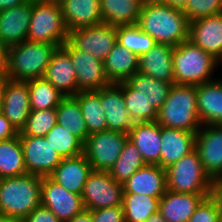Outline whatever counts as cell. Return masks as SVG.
Masks as SVG:
<instances>
[{"label":"cell","mask_w":222,"mask_h":222,"mask_svg":"<svg viewBox=\"0 0 222 222\" xmlns=\"http://www.w3.org/2000/svg\"><path fill=\"white\" fill-rule=\"evenodd\" d=\"M136 25L156 43L177 46L189 40V20L182 10L144 0Z\"/></svg>","instance_id":"cell-1"},{"label":"cell","mask_w":222,"mask_h":222,"mask_svg":"<svg viewBox=\"0 0 222 222\" xmlns=\"http://www.w3.org/2000/svg\"><path fill=\"white\" fill-rule=\"evenodd\" d=\"M42 177L25 174L0 179V214L23 221L41 204Z\"/></svg>","instance_id":"cell-2"},{"label":"cell","mask_w":222,"mask_h":222,"mask_svg":"<svg viewBox=\"0 0 222 222\" xmlns=\"http://www.w3.org/2000/svg\"><path fill=\"white\" fill-rule=\"evenodd\" d=\"M156 122L167 128L196 133L201 127L197 112L196 85L173 84Z\"/></svg>","instance_id":"cell-3"},{"label":"cell","mask_w":222,"mask_h":222,"mask_svg":"<svg viewBox=\"0 0 222 222\" xmlns=\"http://www.w3.org/2000/svg\"><path fill=\"white\" fill-rule=\"evenodd\" d=\"M57 47L56 44L30 41L9 46L8 78L17 81L43 78Z\"/></svg>","instance_id":"cell-4"},{"label":"cell","mask_w":222,"mask_h":222,"mask_svg":"<svg viewBox=\"0 0 222 222\" xmlns=\"http://www.w3.org/2000/svg\"><path fill=\"white\" fill-rule=\"evenodd\" d=\"M174 84L199 85L215 80L217 59L194 45L184 41L173 49Z\"/></svg>","instance_id":"cell-5"},{"label":"cell","mask_w":222,"mask_h":222,"mask_svg":"<svg viewBox=\"0 0 222 222\" xmlns=\"http://www.w3.org/2000/svg\"><path fill=\"white\" fill-rule=\"evenodd\" d=\"M59 3L32 0V13L27 41L62 46L68 40Z\"/></svg>","instance_id":"cell-6"},{"label":"cell","mask_w":222,"mask_h":222,"mask_svg":"<svg viewBox=\"0 0 222 222\" xmlns=\"http://www.w3.org/2000/svg\"><path fill=\"white\" fill-rule=\"evenodd\" d=\"M167 190L177 193L210 194L212 179L196 149L165 169Z\"/></svg>","instance_id":"cell-7"},{"label":"cell","mask_w":222,"mask_h":222,"mask_svg":"<svg viewBox=\"0 0 222 222\" xmlns=\"http://www.w3.org/2000/svg\"><path fill=\"white\" fill-rule=\"evenodd\" d=\"M128 134L105 130L90 134L83 144V154L94 171H109L119 158Z\"/></svg>","instance_id":"cell-8"},{"label":"cell","mask_w":222,"mask_h":222,"mask_svg":"<svg viewBox=\"0 0 222 222\" xmlns=\"http://www.w3.org/2000/svg\"><path fill=\"white\" fill-rule=\"evenodd\" d=\"M123 185L115 181L108 171H94L89 174L81 197L87 210L122 205Z\"/></svg>","instance_id":"cell-9"},{"label":"cell","mask_w":222,"mask_h":222,"mask_svg":"<svg viewBox=\"0 0 222 222\" xmlns=\"http://www.w3.org/2000/svg\"><path fill=\"white\" fill-rule=\"evenodd\" d=\"M68 41L78 50L104 62L112 48L117 44L116 26L99 24L72 30Z\"/></svg>","instance_id":"cell-10"},{"label":"cell","mask_w":222,"mask_h":222,"mask_svg":"<svg viewBox=\"0 0 222 222\" xmlns=\"http://www.w3.org/2000/svg\"><path fill=\"white\" fill-rule=\"evenodd\" d=\"M18 135L27 173L40 177L49 176L63 158L45 137L22 136L20 133Z\"/></svg>","instance_id":"cell-11"},{"label":"cell","mask_w":222,"mask_h":222,"mask_svg":"<svg viewBox=\"0 0 222 222\" xmlns=\"http://www.w3.org/2000/svg\"><path fill=\"white\" fill-rule=\"evenodd\" d=\"M62 47L69 53L75 69L77 87L80 91L99 90L111 83L104 70V62L86 51L76 49L68 40Z\"/></svg>","instance_id":"cell-12"},{"label":"cell","mask_w":222,"mask_h":222,"mask_svg":"<svg viewBox=\"0 0 222 222\" xmlns=\"http://www.w3.org/2000/svg\"><path fill=\"white\" fill-rule=\"evenodd\" d=\"M41 205L62 222H67L85 209L81 195L66 190L49 176L42 177Z\"/></svg>","instance_id":"cell-13"},{"label":"cell","mask_w":222,"mask_h":222,"mask_svg":"<svg viewBox=\"0 0 222 222\" xmlns=\"http://www.w3.org/2000/svg\"><path fill=\"white\" fill-rule=\"evenodd\" d=\"M195 149L211 179L222 177V125H201L196 132Z\"/></svg>","instance_id":"cell-14"},{"label":"cell","mask_w":222,"mask_h":222,"mask_svg":"<svg viewBox=\"0 0 222 222\" xmlns=\"http://www.w3.org/2000/svg\"><path fill=\"white\" fill-rule=\"evenodd\" d=\"M101 107L105 112L107 130L128 134L135 122L130 116L122 94V82L100 89Z\"/></svg>","instance_id":"cell-15"},{"label":"cell","mask_w":222,"mask_h":222,"mask_svg":"<svg viewBox=\"0 0 222 222\" xmlns=\"http://www.w3.org/2000/svg\"><path fill=\"white\" fill-rule=\"evenodd\" d=\"M0 112L21 132L31 112L27 81L8 79Z\"/></svg>","instance_id":"cell-16"},{"label":"cell","mask_w":222,"mask_h":222,"mask_svg":"<svg viewBox=\"0 0 222 222\" xmlns=\"http://www.w3.org/2000/svg\"><path fill=\"white\" fill-rule=\"evenodd\" d=\"M189 40L218 59L222 54V13L189 22Z\"/></svg>","instance_id":"cell-17"},{"label":"cell","mask_w":222,"mask_h":222,"mask_svg":"<svg viewBox=\"0 0 222 222\" xmlns=\"http://www.w3.org/2000/svg\"><path fill=\"white\" fill-rule=\"evenodd\" d=\"M32 13V0L0 11V42L11 45L27 41Z\"/></svg>","instance_id":"cell-18"},{"label":"cell","mask_w":222,"mask_h":222,"mask_svg":"<svg viewBox=\"0 0 222 222\" xmlns=\"http://www.w3.org/2000/svg\"><path fill=\"white\" fill-rule=\"evenodd\" d=\"M44 78L64 96H75L80 92L70 55L62 46L52 54Z\"/></svg>","instance_id":"cell-19"},{"label":"cell","mask_w":222,"mask_h":222,"mask_svg":"<svg viewBox=\"0 0 222 222\" xmlns=\"http://www.w3.org/2000/svg\"><path fill=\"white\" fill-rule=\"evenodd\" d=\"M123 193L146 194L161 198L167 191L166 171L158 165L147 164L122 183Z\"/></svg>","instance_id":"cell-20"},{"label":"cell","mask_w":222,"mask_h":222,"mask_svg":"<svg viewBox=\"0 0 222 222\" xmlns=\"http://www.w3.org/2000/svg\"><path fill=\"white\" fill-rule=\"evenodd\" d=\"M196 133L161 126V154L157 164L168 168L195 149Z\"/></svg>","instance_id":"cell-21"},{"label":"cell","mask_w":222,"mask_h":222,"mask_svg":"<svg viewBox=\"0 0 222 222\" xmlns=\"http://www.w3.org/2000/svg\"><path fill=\"white\" fill-rule=\"evenodd\" d=\"M92 167L84 154L63 158L49 177L66 190L81 195Z\"/></svg>","instance_id":"cell-22"},{"label":"cell","mask_w":222,"mask_h":222,"mask_svg":"<svg viewBox=\"0 0 222 222\" xmlns=\"http://www.w3.org/2000/svg\"><path fill=\"white\" fill-rule=\"evenodd\" d=\"M60 7L68 32L103 24L100 0H63Z\"/></svg>","instance_id":"cell-23"},{"label":"cell","mask_w":222,"mask_h":222,"mask_svg":"<svg viewBox=\"0 0 222 222\" xmlns=\"http://www.w3.org/2000/svg\"><path fill=\"white\" fill-rule=\"evenodd\" d=\"M173 49L172 45L157 43L139 57L138 72L174 84Z\"/></svg>","instance_id":"cell-24"},{"label":"cell","mask_w":222,"mask_h":222,"mask_svg":"<svg viewBox=\"0 0 222 222\" xmlns=\"http://www.w3.org/2000/svg\"><path fill=\"white\" fill-rule=\"evenodd\" d=\"M209 196L167 190L159 199L158 211L168 222H188L198 205Z\"/></svg>","instance_id":"cell-25"},{"label":"cell","mask_w":222,"mask_h":222,"mask_svg":"<svg viewBox=\"0 0 222 222\" xmlns=\"http://www.w3.org/2000/svg\"><path fill=\"white\" fill-rule=\"evenodd\" d=\"M197 112L202 125H222V78L196 85Z\"/></svg>","instance_id":"cell-26"},{"label":"cell","mask_w":222,"mask_h":222,"mask_svg":"<svg viewBox=\"0 0 222 222\" xmlns=\"http://www.w3.org/2000/svg\"><path fill=\"white\" fill-rule=\"evenodd\" d=\"M128 139L136 146L146 164L157 165L161 154V126L155 122L135 123Z\"/></svg>","instance_id":"cell-27"},{"label":"cell","mask_w":222,"mask_h":222,"mask_svg":"<svg viewBox=\"0 0 222 222\" xmlns=\"http://www.w3.org/2000/svg\"><path fill=\"white\" fill-rule=\"evenodd\" d=\"M138 68L139 57L118 43L104 60L105 74L110 83L125 82L138 72Z\"/></svg>","instance_id":"cell-28"},{"label":"cell","mask_w":222,"mask_h":222,"mask_svg":"<svg viewBox=\"0 0 222 222\" xmlns=\"http://www.w3.org/2000/svg\"><path fill=\"white\" fill-rule=\"evenodd\" d=\"M144 0H100L103 23L112 26L137 23Z\"/></svg>","instance_id":"cell-29"},{"label":"cell","mask_w":222,"mask_h":222,"mask_svg":"<svg viewBox=\"0 0 222 222\" xmlns=\"http://www.w3.org/2000/svg\"><path fill=\"white\" fill-rule=\"evenodd\" d=\"M57 124L77 137L83 144L89 136L79 101L65 96L56 108Z\"/></svg>","instance_id":"cell-30"},{"label":"cell","mask_w":222,"mask_h":222,"mask_svg":"<svg viewBox=\"0 0 222 222\" xmlns=\"http://www.w3.org/2000/svg\"><path fill=\"white\" fill-rule=\"evenodd\" d=\"M137 94L144 97L158 112L167 99L173 83L155 80L152 77L136 72L125 81Z\"/></svg>","instance_id":"cell-31"},{"label":"cell","mask_w":222,"mask_h":222,"mask_svg":"<svg viewBox=\"0 0 222 222\" xmlns=\"http://www.w3.org/2000/svg\"><path fill=\"white\" fill-rule=\"evenodd\" d=\"M74 97L81 106L88 134L107 130L105 112L100 102V89L80 91Z\"/></svg>","instance_id":"cell-32"},{"label":"cell","mask_w":222,"mask_h":222,"mask_svg":"<svg viewBox=\"0 0 222 222\" xmlns=\"http://www.w3.org/2000/svg\"><path fill=\"white\" fill-rule=\"evenodd\" d=\"M27 174L19 135L0 141V179Z\"/></svg>","instance_id":"cell-33"},{"label":"cell","mask_w":222,"mask_h":222,"mask_svg":"<svg viewBox=\"0 0 222 222\" xmlns=\"http://www.w3.org/2000/svg\"><path fill=\"white\" fill-rule=\"evenodd\" d=\"M122 208L125 222H145L158 211L159 198L146 194L123 193Z\"/></svg>","instance_id":"cell-34"},{"label":"cell","mask_w":222,"mask_h":222,"mask_svg":"<svg viewBox=\"0 0 222 222\" xmlns=\"http://www.w3.org/2000/svg\"><path fill=\"white\" fill-rule=\"evenodd\" d=\"M31 110L57 108L65 97L44 77L27 81Z\"/></svg>","instance_id":"cell-35"},{"label":"cell","mask_w":222,"mask_h":222,"mask_svg":"<svg viewBox=\"0 0 222 222\" xmlns=\"http://www.w3.org/2000/svg\"><path fill=\"white\" fill-rule=\"evenodd\" d=\"M146 165L139 150L128 139L119 158L108 172L115 181L123 183L138 169Z\"/></svg>","instance_id":"cell-36"},{"label":"cell","mask_w":222,"mask_h":222,"mask_svg":"<svg viewBox=\"0 0 222 222\" xmlns=\"http://www.w3.org/2000/svg\"><path fill=\"white\" fill-rule=\"evenodd\" d=\"M116 32L117 43L138 57L157 44L154 38L144 33L136 24L116 26Z\"/></svg>","instance_id":"cell-37"},{"label":"cell","mask_w":222,"mask_h":222,"mask_svg":"<svg viewBox=\"0 0 222 222\" xmlns=\"http://www.w3.org/2000/svg\"><path fill=\"white\" fill-rule=\"evenodd\" d=\"M122 94L126 108L135 123L156 121L157 111L151 103L137 94L126 82H122Z\"/></svg>","instance_id":"cell-38"},{"label":"cell","mask_w":222,"mask_h":222,"mask_svg":"<svg viewBox=\"0 0 222 222\" xmlns=\"http://www.w3.org/2000/svg\"><path fill=\"white\" fill-rule=\"evenodd\" d=\"M44 137L62 158L83 154V143L59 124H56Z\"/></svg>","instance_id":"cell-39"},{"label":"cell","mask_w":222,"mask_h":222,"mask_svg":"<svg viewBox=\"0 0 222 222\" xmlns=\"http://www.w3.org/2000/svg\"><path fill=\"white\" fill-rule=\"evenodd\" d=\"M57 124L56 108L31 110L22 136L44 137Z\"/></svg>","instance_id":"cell-40"},{"label":"cell","mask_w":222,"mask_h":222,"mask_svg":"<svg viewBox=\"0 0 222 222\" xmlns=\"http://www.w3.org/2000/svg\"><path fill=\"white\" fill-rule=\"evenodd\" d=\"M183 12L189 22L222 13V0H188Z\"/></svg>","instance_id":"cell-41"},{"label":"cell","mask_w":222,"mask_h":222,"mask_svg":"<svg viewBox=\"0 0 222 222\" xmlns=\"http://www.w3.org/2000/svg\"><path fill=\"white\" fill-rule=\"evenodd\" d=\"M188 222H222V212L209 196L198 205Z\"/></svg>","instance_id":"cell-42"},{"label":"cell","mask_w":222,"mask_h":222,"mask_svg":"<svg viewBox=\"0 0 222 222\" xmlns=\"http://www.w3.org/2000/svg\"><path fill=\"white\" fill-rule=\"evenodd\" d=\"M90 211L92 222H125L122 205Z\"/></svg>","instance_id":"cell-43"},{"label":"cell","mask_w":222,"mask_h":222,"mask_svg":"<svg viewBox=\"0 0 222 222\" xmlns=\"http://www.w3.org/2000/svg\"><path fill=\"white\" fill-rule=\"evenodd\" d=\"M22 222H62V221H60L51 210L40 204Z\"/></svg>","instance_id":"cell-44"},{"label":"cell","mask_w":222,"mask_h":222,"mask_svg":"<svg viewBox=\"0 0 222 222\" xmlns=\"http://www.w3.org/2000/svg\"><path fill=\"white\" fill-rule=\"evenodd\" d=\"M19 132L9 122V120L0 112V141L17 137Z\"/></svg>","instance_id":"cell-45"},{"label":"cell","mask_w":222,"mask_h":222,"mask_svg":"<svg viewBox=\"0 0 222 222\" xmlns=\"http://www.w3.org/2000/svg\"><path fill=\"white\" fill-rule=\"evenodd\" d=\"M210 197L216 202L222 212V177L212 179Z\"/></svg>","instance_id":"cell-46"},{"label":"cell","mask_w":222,"mask_h":222,"mask_svg":"<svg viewBox=\"0 0 222 222\" xmlns=\"http://www.w3.org/2000/svg\"><path fill=\"white\" fill-rule=\"evenodd\" d=\"M8 48L6 44L0 42V75H7Z\"/></svg>","instance_id":"cell-47"},{"label":"cell","mask_w":222,"mask_h":222,"mask_svg":"<svg viewBox=\"0 0 222 222\" xmlns=\"http://www.w3.org/2000/svg\"><path fill=\"white\" fill-rule=\"evenodd\" d=\"M157 2L170 6L171 8H176L179 10H184L188 0H156Z\"/></svg>","instance_id":"cell-48"},{"label":"cell","mask_w":222,"mask_h":222,"mask_svg":"<svg viewBox=\"0 0 222 222\" xmlns=\"http://www.w3.org/2000/svg\"><path fill=\"white\" fill-rule=\"evenodd\" d=\"M67 222H92L91 211L84 209Z\"/></svg>","instance_id":"cell-49"},{"label":"cell","mask_w":222,"mask_h":222,"mask_svg":"<svg viewBox=\"0 0 222 222\" xmlns=\"http://www.w3.org/2000/svg\"><path fill=\"white\" fill-rule=\"evenodd\" d=\"M28 0H0V11L26 3Z\"/></svg>","instance_id":"cell-50"},{"label":"cell","mask_w":222,"mask_h":222,"mask_svg":"<svg viewBox=\"0 0 222 222\" xmlns=\"http://www.w3.org/2000/svg\"><path fill=\"white\" fill-rule=\"evenodd\" d=\"M8 79L9 78L7 75H0V110H1L2 102H3L4 88Z\"/></svg>","instance_id":"cell-51"},{"label":"cell","mask_w":222,"mask_h":222,"mask_svg":"<svg viewBox=\"0 0 222 222\" xmlns=\"http://www.w3.org/2000/svg\"><path fill=\"white\" fill-rule=\"evenodd\" d=\"M145 222H168L164 217L161 216L159 211L153 213L147 218Z\"/></svg>","instance_id":"cell-52"},{"label":"cell","mask_w":222,"mask_h":222,"mask_svg":"<svg viewBox=\"0 0 222 222\" xmlns=\"http://www.w3.org/2000/svg\"><path fill=\"white\" fill-rule=\"evenodd\" d=\"M0 222H22L16 218L9 217L4 214H0Z\"/></svg>","instance_id":"cell-53"},{"label":"cell","mask_w":222,"mask_h":222,"mask_svg":"<svg viewBox=\"0 0 222 222\" xmlns=\"http://www.w3.org/2000/svg\"><path fill=\"white\" fill-rule=\"evenodd\" d=\"M40 2H51V3H61L63 0H35Z\"/></svg>","instance_id":"cell-54"},{"label":"cell","mask_w":222,"mask_h":222,"mask_svg":"<svg viewBox=\"0 0 222 222\" xmlns=\"http://www.w3.org/2000/svg\"><path fill=\"white\" fill-rule=\"evenodd\" d=\"M220 64H222V54H221V56L217 59V66L219 67Z\"/></svg>","instance_id":"cell-55"}]
</instances>
